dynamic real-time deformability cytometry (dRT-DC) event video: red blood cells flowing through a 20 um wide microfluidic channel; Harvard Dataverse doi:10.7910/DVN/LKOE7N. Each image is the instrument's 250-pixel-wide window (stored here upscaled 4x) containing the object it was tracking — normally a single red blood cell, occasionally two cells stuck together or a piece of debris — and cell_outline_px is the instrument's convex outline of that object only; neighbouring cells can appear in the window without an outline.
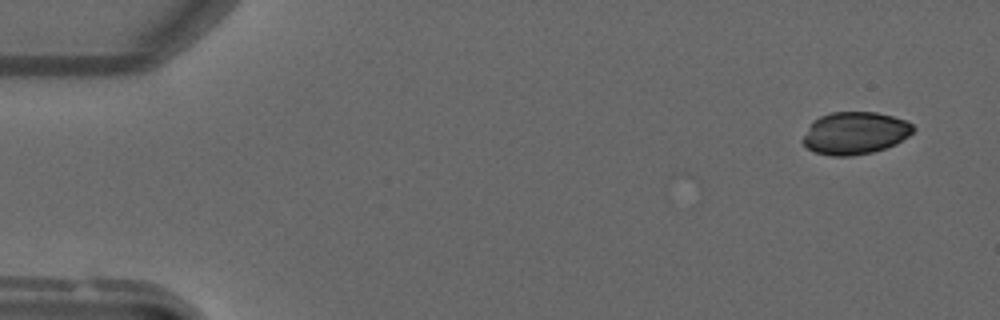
{"species": "common noctule bat (a hibernating species)", "species_latin": "Nyctalus noctula", "temperature_condition": "warm", "stored_images_in_passage": 26, "camera_frame_rate_fps": 3000, "um_per_image_px": 0.085, "animal": {"sex": "male", "forearm_length_mm": 52.5}, "frame": {"image": 1, "passage_image": 1, "time_ms": 0.0, "image_size_px": [1000, 320], "cell_outline_px": [[916, 128], [908, 136], [896, 144], [872, 152], [852, 156], [832, 156], [812, 152], [800, 140], [812, 120], [820, 116], [832, 112], [876, 112], [892, 116], [904, 120], [912, 124]], "centroid_in_image_um": [72.63, 11.32], "position_along_channel_um": 12.4, "area_um2": 27.46}}
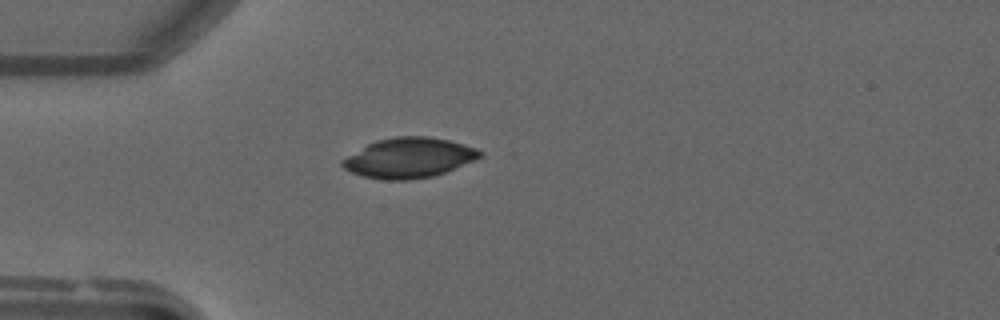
{"frame": {"image": 2, "passage_image": 12, "time_ms": 3.667, "image_size_px": [1000, 320], "cell_outline_px": [[484, 156], [476, 160], [444, 172], [432, 176], [408, 180], [384, 180], [364, 176], [352, 172], [344, 168], [340, 164], [340, 160], [368, 144], [376, 140], [396, 136], [428, 136], [448, 140], [464, 144], [476, 148], [484, 152]], "centroid_in_image_um": [34.78, 13.41], "position_along_channel_um": 50.2, "area_um2": 32.08}}